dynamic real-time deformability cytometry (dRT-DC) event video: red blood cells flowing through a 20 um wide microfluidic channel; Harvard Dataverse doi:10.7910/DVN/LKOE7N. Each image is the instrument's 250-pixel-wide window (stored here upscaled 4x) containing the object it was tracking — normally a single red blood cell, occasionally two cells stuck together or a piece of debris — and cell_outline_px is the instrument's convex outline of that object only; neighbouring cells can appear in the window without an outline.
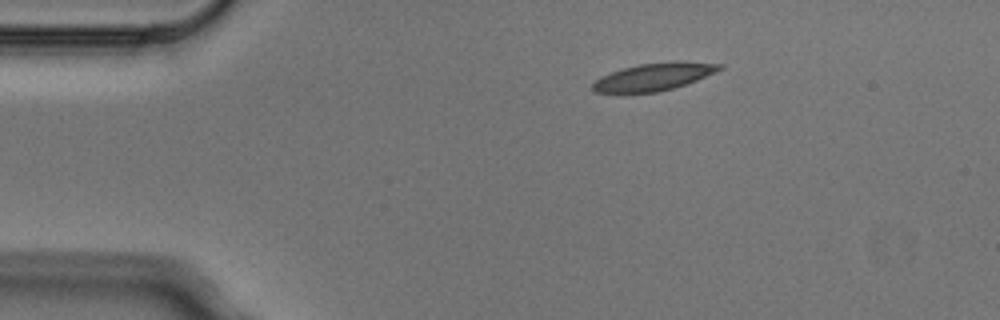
{"species": "Egyptian fruit bat (a non-hibernating species)", "species_latin": "Rousettus aegyptiacus", "temperature_condition": "cold", "stored_images_in_passage": 2, "camera_frame_rate_fps": 3000, "um_per_image_px": 0.085, "animal": {"sex": "male"}, "frame": {"image": 1, "passage_image": 1, "time_ms": 0.0, "image_size_px": [1000, 320], "cell_outline_px": [[724, 68], [716, 72], [696, 80], [672, 88], [656, 92], [624, 96], [592, 92], [592, 84], [600, 76], [624, 68], [640, 64], [672, 60], [680, 60], [724, 64]], "centroid_in_image_um": [55.51, 6.56], "position_along_channel_um": 29.5, "area_um2": 21.21}}